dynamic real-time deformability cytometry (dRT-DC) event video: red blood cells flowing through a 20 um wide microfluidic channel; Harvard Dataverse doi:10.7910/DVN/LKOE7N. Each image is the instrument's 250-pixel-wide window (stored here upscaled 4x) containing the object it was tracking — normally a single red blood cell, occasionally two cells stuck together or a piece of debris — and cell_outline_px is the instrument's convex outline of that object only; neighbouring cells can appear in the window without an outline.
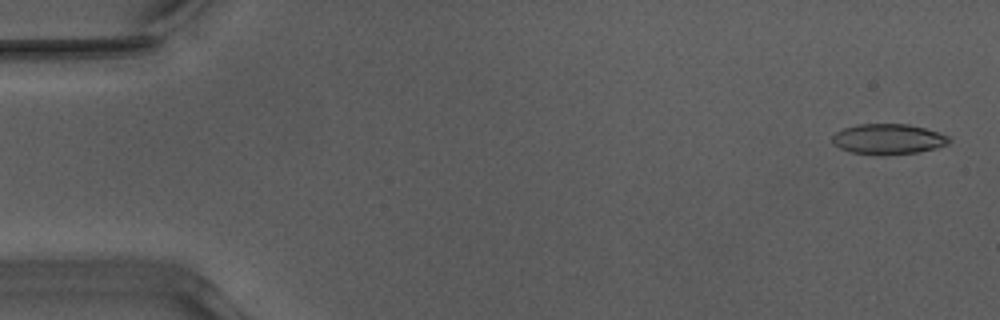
{"species": "Egyptian fruit bat (a non-hibernating species)", "species_latin": "Rousettus aegyptiacus", "temperature_condition": "warm", "stored_images_in_passage": 52, "camera_frame_rate_fps": 3000, "um_per_image_px": 0.085, "animal": {"sex": "male"}, "frame": {"image": 1, "passage_image": 2, "time_ms": 0.333, "image_size_px": [1000, 320], "cell_outline_px": [[952, 140], [948, 144], [936, 148], [920, 152], [852, 152], [840, 148], [832, 144], [832, 136], [836, 132], [844, 128], [860, 124], [908, 124], [924, 128], [948, 136]], "centroid_in_image_um": [75.51, 11.78], "position_along_channel_um": 9.5, "area_um2": 19.83}}
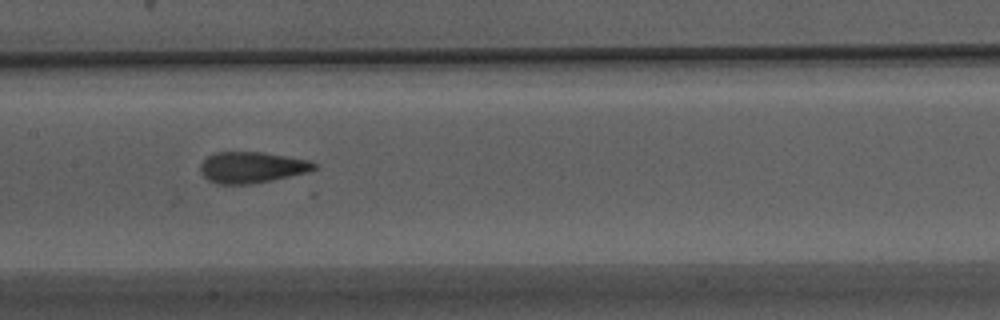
{"frame": {"image": 2, "passage_image": 26, "time_ms": 8.333, "image_size_px": [1000, 320], "cell_outline_px": [[316, 168], [304, 172], [272, 180], [248, 184], [220, 184], [208, 180], [200, 172], [200, 164], [208, 156], [216, 152], [264, 152], [308, 160], [316, 164]], "centroid_in_image_um": [21.35, 14.22], "position_along_channel_um": 186.0, "area_um2": 20.35}}
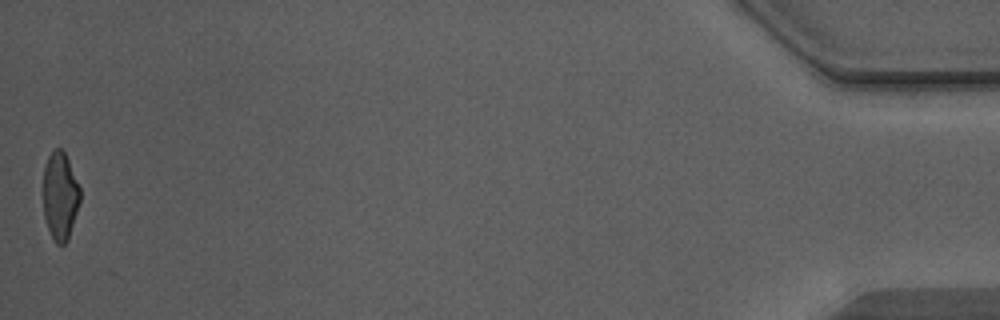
{"frame": {"image": 3, "passage_image": 52, "time_ms": 17.0, "image_size_px": [1000, 320], "cell_outline_px": [[80, 200], [68, 240], [64, 244], [56, 244], [48, 228], [44, 216], [44, 168], [48, 156], [56, 148], [60, 148], [64, 152], [68, 160], [80, 188]], "centroid_in_image_um": [5.11, 16.66], "position_along_channel_um": 430.1, "area_um2": 18.55}}